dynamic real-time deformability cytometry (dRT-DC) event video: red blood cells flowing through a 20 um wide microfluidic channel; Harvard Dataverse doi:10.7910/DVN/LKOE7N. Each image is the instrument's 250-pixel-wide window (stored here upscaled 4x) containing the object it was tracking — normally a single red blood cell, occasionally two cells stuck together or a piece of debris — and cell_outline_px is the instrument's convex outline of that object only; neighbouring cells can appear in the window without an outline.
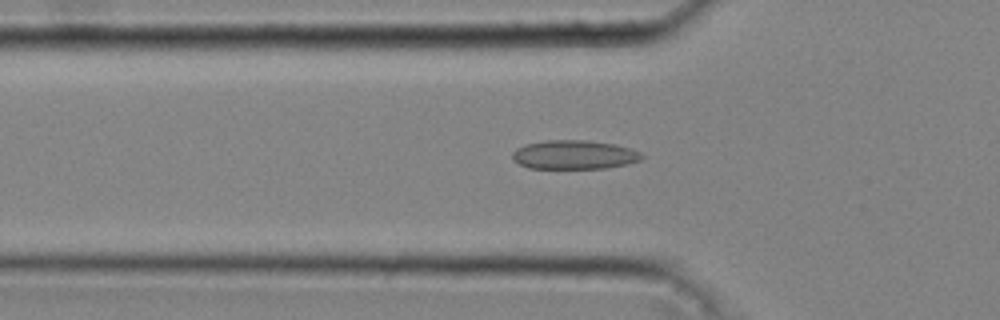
{"species": "common noctule bat (a hibernating species)", "species_latin": "Nyctalus noctula", "temperature_condition": "cold", "stored_images_in_passage": 43, "camera_frame_rate_fps": 3000, "um_per_image_px": 0.085, "animal": {"sex": "male", "body_mass_g": 20.4}, "frame": {"image": 1, "passage_image": 14, "time_ms": 4.333, "image_size_px": [1000, 320], "cell_outline_px": [[644, 156], [640, 160], [628, 164], [604, 168], [528, 168], [520, 164], [512, 156], [512, 152], [516, 148], [524, 144], [548, 140], [588, 140], [616, 144], [640, 152]], "centroid_in_image_um": [48.81, 13.14], "position_along_channel_um": 77.0, "area_um2": 21.79}}
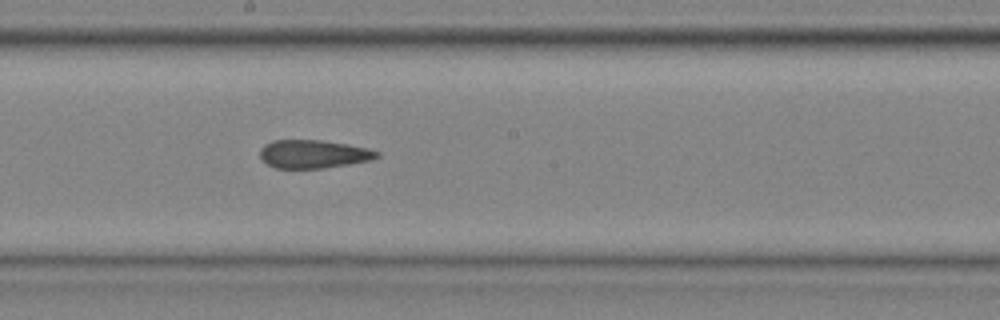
{"frame": {"image": 2, "passage_image": 24, "time_ms": 7.667, "image_size_px": [1000, 320], "cell_outline_px": [[380, 156], [372, 160], [324, 168], [276, 168], [268, 164], [260, 156], [260, 148], [264, 144], [272, 140], [320, 140], [348, 144], [368, 148], [380, 152]], "centroid_in_image_um": [26.66, 13.08], "position_along_channel_um": 221.5, "area_um2": 19.31}}
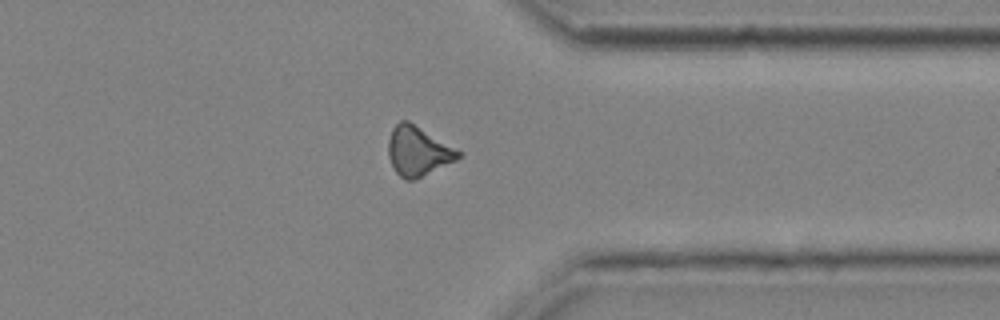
{"frame": {"image": 3, "passage_image": 35, "time_ms": 11.333, "image_size_px": [1000, 320], "cell_outline_px": [[464, 152], [456, 160], [416, 180], [404, 180], [396, 172], [388, 156], [388, 140], [392, 128], [400, 120], [408, 120]], "centroid_in_image_um": [35.54, 12.84], "position_along_channel_um": 375.9, "area_um2": 20.4}, "authors_computed_cell_mechanics": {"area_um2": 20.2878, "velocity_mm_per_s": 4.335, "shape_relaxation_time_tau1_ms": null, "shape_relaxation_time_tau2_ms": 4.7375, "deformation_change_tau1": null, "deformation_change_tau2": 0.1376}}